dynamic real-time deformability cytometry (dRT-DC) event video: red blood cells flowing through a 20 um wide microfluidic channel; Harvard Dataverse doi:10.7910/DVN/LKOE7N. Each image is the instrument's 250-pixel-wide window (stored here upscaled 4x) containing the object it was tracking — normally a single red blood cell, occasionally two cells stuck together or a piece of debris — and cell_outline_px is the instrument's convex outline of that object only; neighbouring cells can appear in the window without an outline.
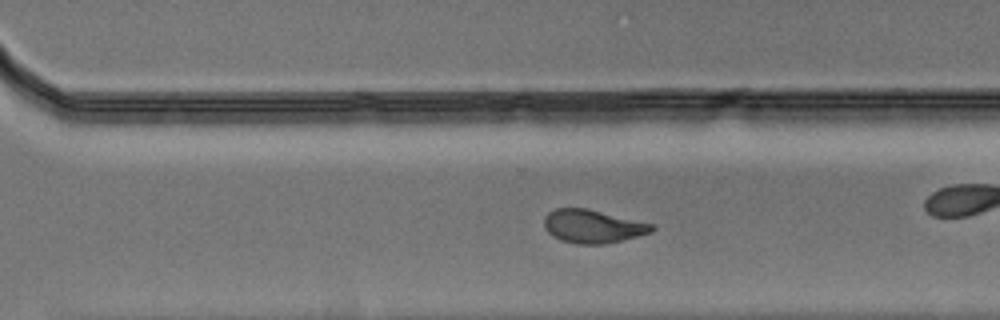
{"species": "Egyptian fruit bat (a non-hibernating species)", "species_latin": "Rousettus aegyptiacus", "temperature_condition": "warm", "stored_images_in_passage": 36, "camera_frame_rate_fps": 3000, "um_per_image_px": 0.085, "animal": {"sex": "male"}, "frame": {"image": 1, "passage_image": 21, "time_ms": 6.667, "image_size_px": [1000, 320], "cell_outline_px": [[656, 228], [652, 232], [604, 244], [576, 244], [560, 240], [552, 236], [544, 228], [544, 216], [548, 212], [556, 208], [588, 208], [652, 224]], "centroid_in_image_um": [50.33, 19.23], "position_along_channel_um": 320.3, "area_um2": 20.87}}